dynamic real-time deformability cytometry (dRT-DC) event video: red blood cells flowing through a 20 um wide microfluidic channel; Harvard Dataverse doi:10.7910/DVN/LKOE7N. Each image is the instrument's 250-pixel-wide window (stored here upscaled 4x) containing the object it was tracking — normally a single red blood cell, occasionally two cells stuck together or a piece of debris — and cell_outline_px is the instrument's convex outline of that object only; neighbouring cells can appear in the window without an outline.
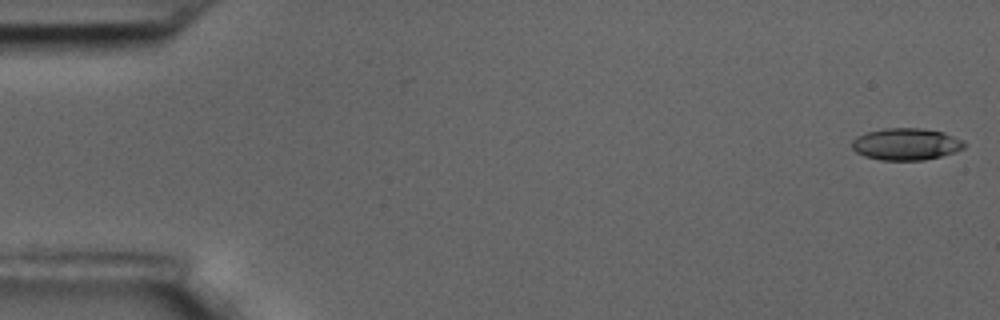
{"species": "common noctule bat (a hibernating species)", "species_latin": "Nyctalus noctula", "temperature_condition": "room temperature", "stored_images_in_passage": 57, "camera_frame_rate_fps": 3000, "um_per_image_px": 0.085, "animal": {"sex": "male", "body_mass_g": 17.5, "forearm_length_mm": 52.3}, "frame": {"image": 1, "passage_image": 1, "time_ms": 0.0, "image_size_px": [1000, 320], "cell_outline_px": [[968, 144], [964, 148], [940, 156], [924, 160], [880, 160], [864, 156], [856, 152], [852, 148], [852, 140], [856, 136], [864, 132], [884, 128], [920, 128], [944, 132], [964, 140]], "centroid_in_image_um": [77.0, 12.24], "position_along_channel_um": 8.0, "area_um2": 21.1}}
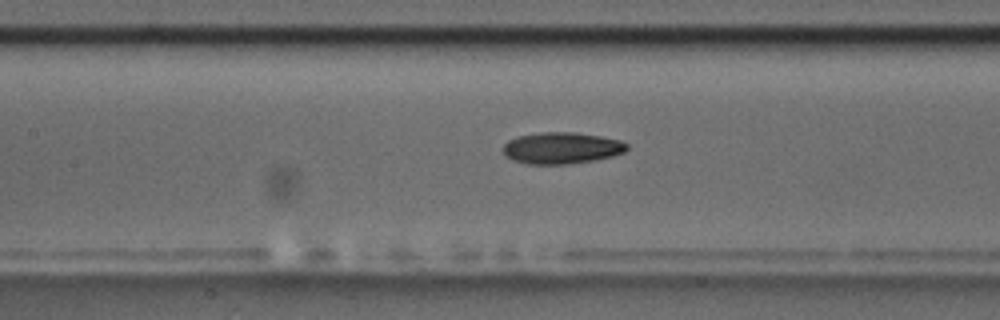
{"frame": {"image": 2, "passage_image": 26, "time_ms": 8.333, "image_size_px": [1000, 320], "cell_outline_px": [[628, 148], [624, 152], [612, 156], [596, 160], [568, 164], [528, 164], [512, 160], [504, 156], [504, 144], [508, 140], [520, 136], [540, 132], [576, 132], [600, 136], [620, 140], [628, 144]], "centroid_in_image_um": [47.74, 12.58], "position_along_channel_um": 159.7, "area_um2": 22.83}}
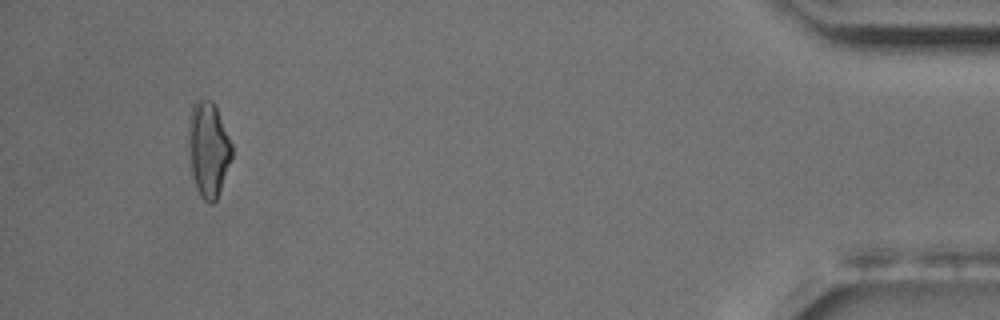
{"frame": {"image": 3, "passage_image": 54, "time_ms": 17.667, "image_size_px": [1000, 320], "cell_outline_px": [[232, 156], [216, 200], [212, 204], [204, 200], [200, 196], [196, 188], [192, 172], [188, 144], [188, 116], [192, 104], [196, 100], [212, 100], [216, 104], [232, 144]], "centroid_in_image_um": [17.7, 12.63], "position_along_channel_um": 417.5, "area_um2": 24.16}, "authors_computed_cell_mechanics": {"area_um2": 21.7906, "velocity_mm_per_s": 3.5194, "shape_relaxation_time_tau1_ms": 6.9758, "shape_relaxation_time_tau2_ms": 3.2186, "deformation_change_tau1": 0.1773, "deformation_change_tau2": 0.0962}}